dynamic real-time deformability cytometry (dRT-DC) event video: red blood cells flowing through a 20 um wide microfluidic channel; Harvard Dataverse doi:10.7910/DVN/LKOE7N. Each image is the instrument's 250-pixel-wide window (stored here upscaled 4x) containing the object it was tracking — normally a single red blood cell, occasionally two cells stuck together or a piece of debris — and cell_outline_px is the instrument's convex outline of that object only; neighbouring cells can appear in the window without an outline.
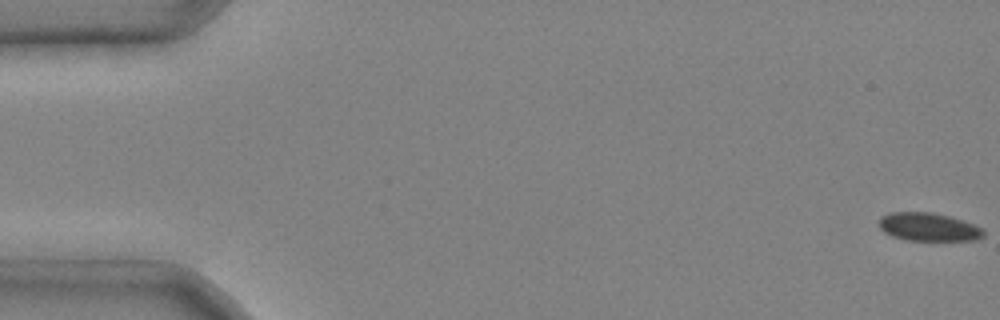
{"species": "common noctule bat (a hibernating species)", "species_latin": "Nyctalus noctula", "temperature_condition": "cold", "stored_images_in_passage": 3, "camera_frame_rate_fps": 3000, "um_per_image_px": 0.085, "animal": {"sex": "male", "body_mass_g": 20.4}, "frame": {"image": 1, "passage_image": 1, "time_ms": 0.0, "image_size_px": [1000, 320], "cell_outline_px": [[984, 236], [976, 240], [908, 240], [892, 236], [884, 232], [880, 228], [880, 216], [892, 212], [932, 212], [948, 216], [972, 224], [980, 228], [984, 232]], "centroid_in_image_um": [78.89, 19.29], "position_along_channel_um": 6.1, "area_um2": 16.94}}